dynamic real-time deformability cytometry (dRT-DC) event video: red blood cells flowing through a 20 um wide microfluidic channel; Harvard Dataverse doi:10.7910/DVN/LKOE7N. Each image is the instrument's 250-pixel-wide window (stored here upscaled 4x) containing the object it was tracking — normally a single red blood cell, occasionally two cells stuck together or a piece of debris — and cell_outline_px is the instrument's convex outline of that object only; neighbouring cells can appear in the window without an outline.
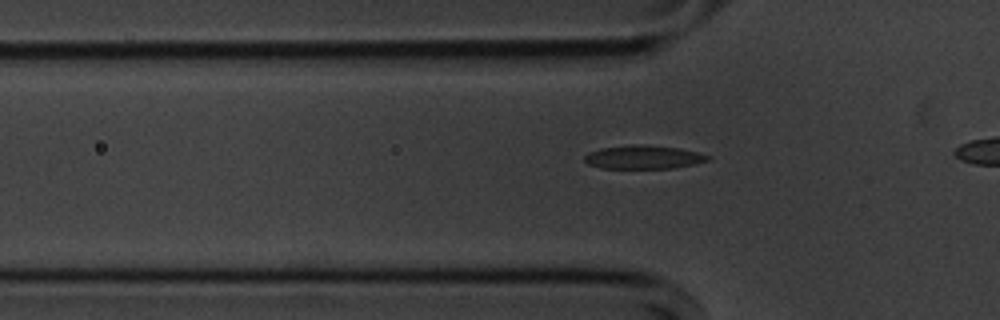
{"species": "common noctule bat (a hibernating species)", "species_latin": "Nyctalus noctula", "temperature_condition": "cold", "stored_images_in_passage": 33, "camera_frame_rate_fps": 3000, "um_per_image_px": 0.085, "animal": {"sex": "male", "body_mass_g": 20.1, "forearm_length_mm": 53.5}, "frame": {"image": 1, "passage_image": 10, "time_ms": 3.0, "image_size_px": [1000, 320], "cell_outline_px": [[712, 160], [696, 164], [676, 168], [600, 168], [588, 164], [584, 160], [584, 156], [588, 152], [600, 148], [632, 144], [644, 144], [680, 148], [712, 156]], "centroid_in_image_um": [54.73, 13.35], "position_along_channel_um": 71.1, "area_um2": 17.22}}
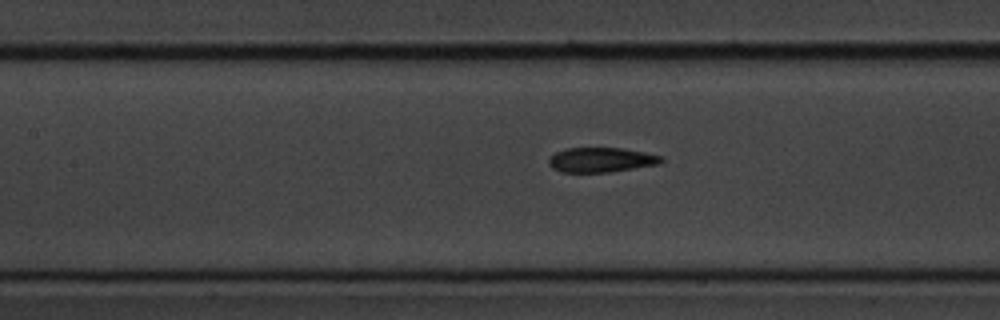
{"frame": {"image": 2, "passage_image": 17, "time_ms": 5.333, "image_size_px": [1000, 320], "cell_outline_px": [[664, 160], [660, 164], [608, 172], [560, 172], [552, 168], [548, 164], [548, 160], [556, 152], [564, 148], [620, 148], [644, 152], [664, 156]], "centroid_in_image_um": [51.1, 13.59], "position_along_channel_um": 156.3, "area_um2": 16.24}}
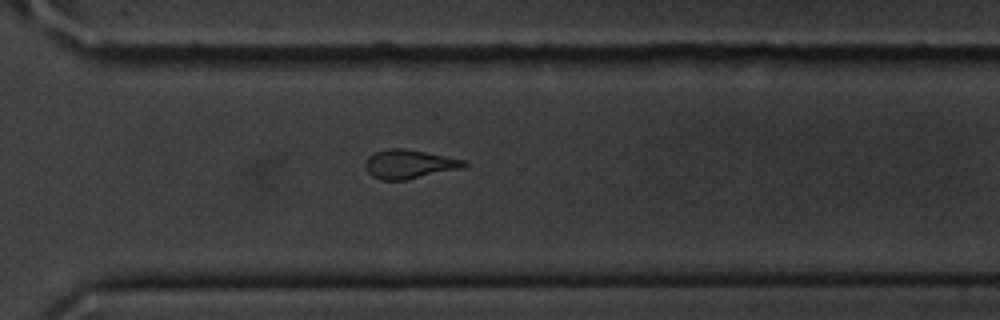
{"frame": {"image": 3, "passage_image": 32, "time_ms": 10.333, "image_size_px": [1000, 320], "cell_outline_px": [[468, 164], [464, 168], [404, 180], [380, 180], [372, 176], [368, 172], [364, 164], [368, 156], [376, 152], [392, 148], [400, 148], [424, 152], [464, 160]], "centroid_in_image_um": [34.77, 13.96], "position_along_channel_um": 335.8, "area_um2": 16.42}}